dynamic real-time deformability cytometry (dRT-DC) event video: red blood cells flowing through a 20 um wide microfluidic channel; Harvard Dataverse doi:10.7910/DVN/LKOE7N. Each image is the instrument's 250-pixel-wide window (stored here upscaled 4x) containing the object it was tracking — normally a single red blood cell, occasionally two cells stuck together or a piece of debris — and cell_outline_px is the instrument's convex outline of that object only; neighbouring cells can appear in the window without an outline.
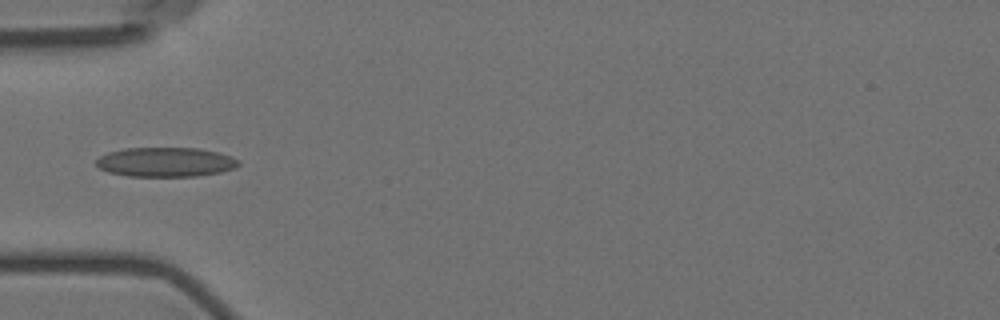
{"species": "Egyptian fruit bat (a non-hibernating species)", "species_latin": "Rousettus aegyptiacus", "temperature_condition": "room temperature", "stored_images_in_passage": 9, "camera_frame_rate_fps": 3000, "um_per_image_px": 0.085, "animal": {"sex": "female"}, "frame": {"image": 1, "passage_image": 6, "time_ms": 5.667, "image_size_px": [1000, 320], "cell_outline_px": [[240, 164], [236, 168], [220, 172], [196, 176], [128, 176], [108, 172], [100, 168], [96, 164], [96, 160], [100, 156], [108, 152], [124, 148], [196, 148], [216, 152], [232, 156], [240, 160]], "centroid_in_image_um": [14.09, 13.77], "position_along_channel_um": 70.9, "area_um2": 24.45}}
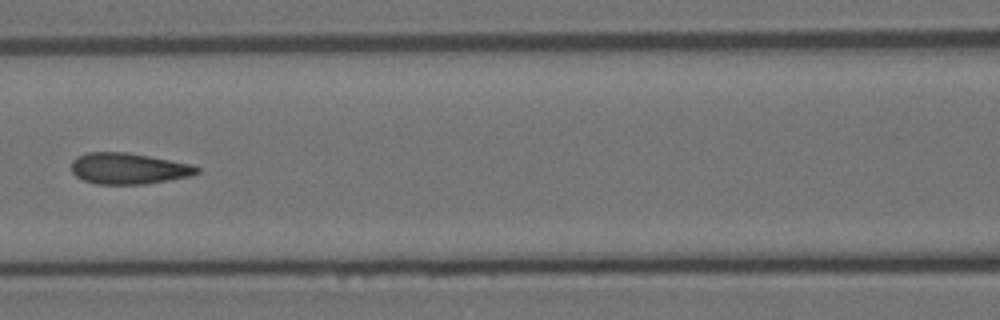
{"frame": {"image": 2, "passage_image": 8, "time_ms": 8.0, "image_size_px": [1000, 320], "cell_outline_px": [[200, 172], [188, 176], [168, 180], [144, 184], [96, 184], [84, 180], [76, 176], [72, 172], [72, 160], [76, 156], [88, 152], [128, 152], [192, 164], [200, 168]], "centroid_in_image_um": [10.91, 14.32], "position_along_channel_um": 155.7, "area_um2": 22.77}}
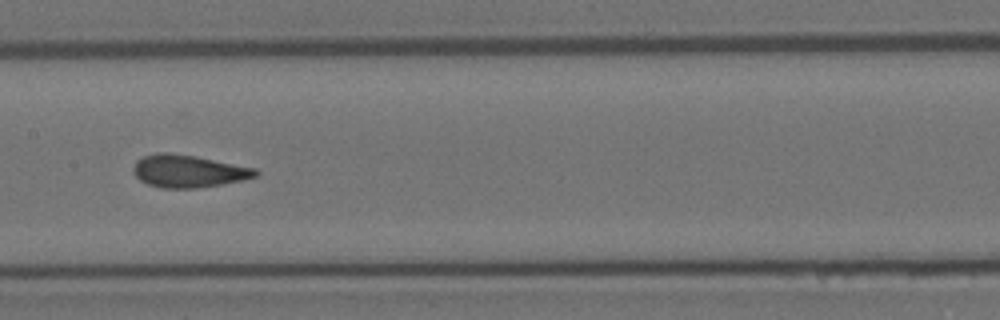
{"frame": {"image": 3, "passage_image": 9, "time_ms": 9.0, "image_size_px": [1000, 320], "cell_outline_px": [[260, 172], [256, 176], [244, 180], [196, 188], [160, 188], [148, 184], [140, 180], [132, 172], [132, 168], [136, 160], [144, 156], [156, 152], [168, 152], [196, 156], [256, 168]], "centroid_in_image_um": [15.99, 14.54], "position_along_channel_um": 191.4, "area_um2": 23.29}}